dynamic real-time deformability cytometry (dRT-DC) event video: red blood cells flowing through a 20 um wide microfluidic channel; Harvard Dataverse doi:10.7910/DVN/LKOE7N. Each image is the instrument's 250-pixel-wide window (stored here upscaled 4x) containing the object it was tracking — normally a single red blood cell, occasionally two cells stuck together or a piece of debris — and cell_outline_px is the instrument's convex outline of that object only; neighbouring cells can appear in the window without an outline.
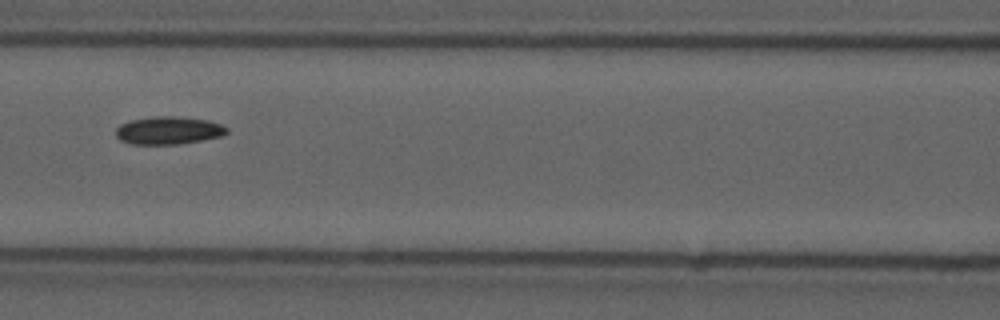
{"species": "common noctule bat (a hibernating species)", "species_latin": "Nyctalus noctula", "temperature_condition": "cold", "stored_images_in_passage": 8, "camera_frame_rate_fps": 3000, "um_per_image_px": 0.085, "animal": {"sex": "male", "forearm_length_mm": 52.5}, "frame": {"image": 1, "passage_image": 6, "time_ms": 1.667, "image_size_px": [1000, 320], "cell_outline_px": [[228, 132], [224, 136], [180, 144], [132, 144], [120, 140], [116, 136], [116, 128], [120, 124], [132, 120], [152, 116], [176, 116], [208, 120], [220, 124], [228, 128]], "centroid_in_image_um": [14.34, 11.09], "position_along_channel_um": 152.3, "area_um2": 18.09}}
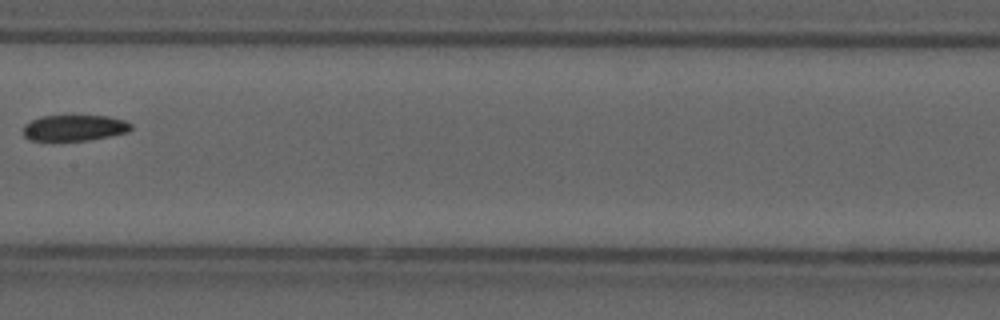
{"frame": {"image": 2, "passage_image": 7, "time_ms": 2.0, "image_size_px": [1000, 320], "cell_outline_px": [[132, 128], [128, 132], [88, 140], [32, 140], [24, 136], [24, 124], [40, 116], [108, 116], [124, 120], [132, 124]], "centroid_in_image_um": [6.34, 10.86], "position_along_channel_um": 201.1, "area_um2": 16.13}}